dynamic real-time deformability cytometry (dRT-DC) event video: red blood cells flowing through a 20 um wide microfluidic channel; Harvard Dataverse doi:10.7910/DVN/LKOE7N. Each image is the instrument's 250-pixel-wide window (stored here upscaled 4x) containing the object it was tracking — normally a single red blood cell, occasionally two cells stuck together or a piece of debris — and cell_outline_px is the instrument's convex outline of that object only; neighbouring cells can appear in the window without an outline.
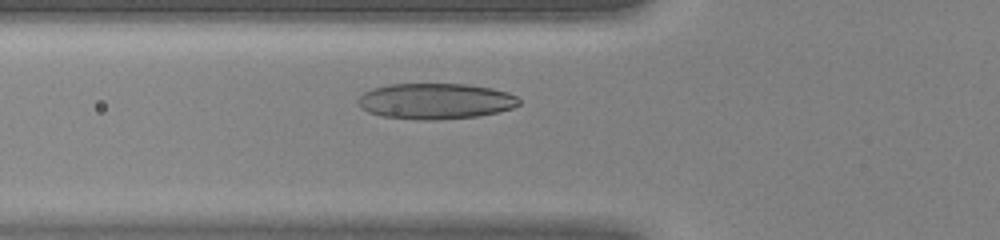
{"species": "human", "species_latin": "Homo sapiens", "temperature_condition": "warm", "stored_images_in_passage": 32, "camera_frame_rate_fps": 3000, "um_per_image_px": 0.085, "donor": {"sex": "female"}, "frame": {"image": 1, "passage_image": 9, "time_ms": 2.667, "image_size_px": [1000, 240], "cell_outline_px": [[520, 104], [512, 108], [496, 112], [476, 116], [436, 120], [420, 120], [380, 116], [368, 112], [360, 108], [356, 104], [356, 100], [364, 92], [372, 88], [388, 84], [464, 84], [492, 88], [508, 92], [516, 96], [520, 100]], "centroid_in_image_um": [36.96, 8.6], "position_along_channel_um": 88.8, "area_um2": 33.81}}
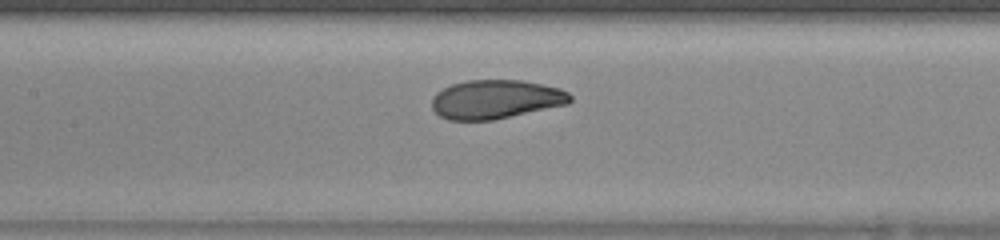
{"frame": {"image": 2, "passage_image": 14, "time_ms": 4.333, "image_size_px": [1000, 240], "cell_outline_px": [[572, 100], [568, 104], [492, 120], [448, 120], [440, 116], [432, 108], [432, 96], [436, 92], [452, 84], [468, 80], [520, 80], [560, 88], [568, 92], [572, 96]], "centroid_in_image_um": [42.13, 8.44], "position_along_channel_um": 165.3, "area_um2": 31.27}}
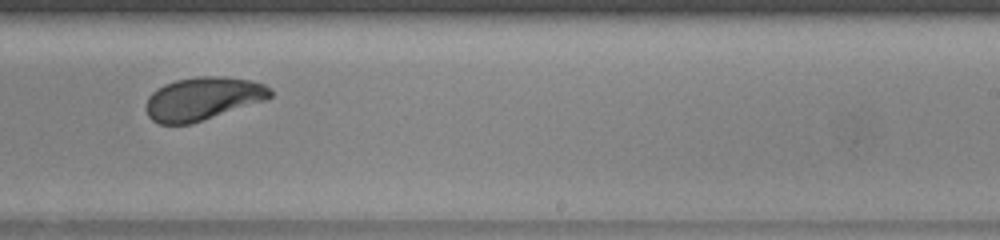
{"frame": {"image": 3, "passage_image": 21, "time_ms": 6.667, "image_size_px": [1000, 240], "cell_outline_px": [[272, 96], [268, 100], [192, 124], [160, 124], [152, 120], [148, 116], [144, 108], [148, 96], [156, 88], [164, 84], [176, 80], [200, 76], [224, 76], [252, 80], [264, 84], [272, 88]], "centroid_in_image_um": [17.26, 8.39], "position_along_channel_um": 271.7, "area_um2": 31.79}}